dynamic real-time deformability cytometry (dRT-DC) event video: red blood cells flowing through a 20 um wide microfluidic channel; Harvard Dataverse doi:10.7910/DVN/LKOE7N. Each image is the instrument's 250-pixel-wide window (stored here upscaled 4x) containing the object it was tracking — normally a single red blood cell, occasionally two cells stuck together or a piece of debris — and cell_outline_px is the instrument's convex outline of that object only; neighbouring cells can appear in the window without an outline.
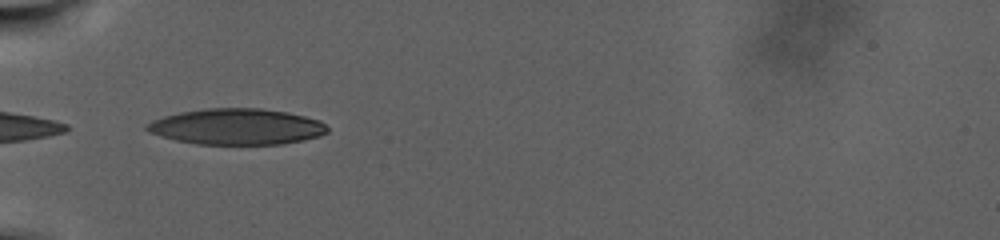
{"species": "human", "species_latin": "Homo sapiens", "temperature_condition": "warm", "stored_images_in_passage": 54, "camera_frame_rate_fps": 3000, "um_per_image_px": 0.085, "donor": {"sex": "male"}, "frame": {"image": 1, "passage_image": 1, "time_ms": 0.0, "image_size_px": [1000, 240], "cell_outline_px": [[328, 132], [320, 136], [304, 140], [280, 144], [196, 144], [176, 140], [148, 132], [144, 128], [152, 120], [164, 116], [180, 112], [204, 108], [260, 108], [288, 112], [320, 120], [328, 128]], "centroid_in_image_um": [20.13, 10.76], "position_along_channel_um": 64.9, "area_um2": 37.92}}
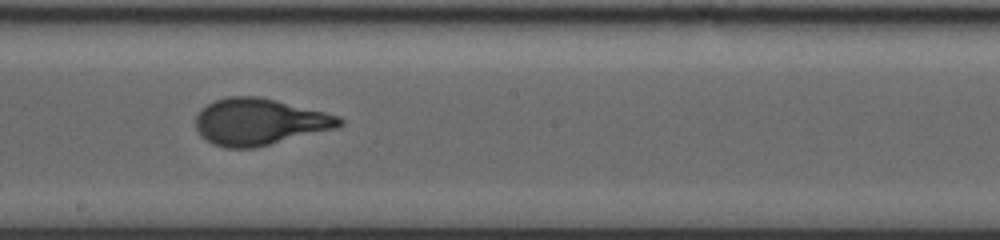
{"frame": {"image": 2, "passage_image": 24, "time_ms": 7.667, "image_size_px": [1000, 240], "cell_outline_px": [[344, 124], [336, 128], [256, 148], [224, 148], [212, 144], [200, 136], [196, 128], [196, 116], [200, 108], [216, 100], [228, 96], [260, 96], [340, 116], [344, 120]], "centroid_in_image_um": [22.03, 10.36], "position_along_channel_um": 226.2, "area_um2": 39.25}}
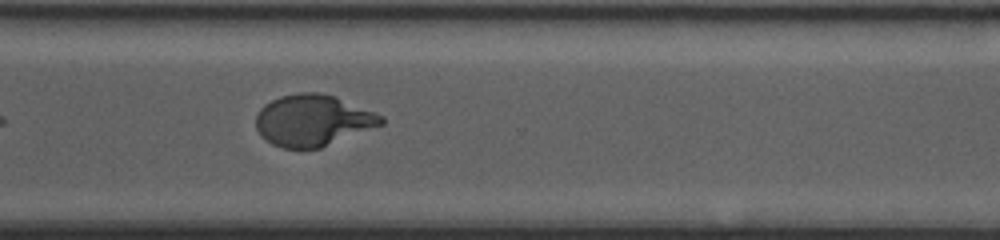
{"frame": {"image": 3, "passage_image": 40, "time_ms": 13.0, "image_size_px": [1000, 240], "cell_outline_px": [[384, 124], [320, 148], [284, 148], [272, 144], [260, 136], [256, 128], [256, 116], [260, 108], [264, 104], [280, 96], [300, 92], [320, 92], [336, 96], [376, 112], [384, 116]], "centroid_in_image_um": [26.6, 10.22], "position_along_channel_um": 344.0, "area_um2": 37.74}, "authors_computed_cell_mechanics": {"area_um2": 38.5237, "velocity_mm_per_s": 2.212, "shape_relaxation_time_tau1_ms": 9.0655, "shape_relaxation_time_tau2_ms": null, "deformation_change_tau1": 0.2839, "deformation_change_tau2": null}}